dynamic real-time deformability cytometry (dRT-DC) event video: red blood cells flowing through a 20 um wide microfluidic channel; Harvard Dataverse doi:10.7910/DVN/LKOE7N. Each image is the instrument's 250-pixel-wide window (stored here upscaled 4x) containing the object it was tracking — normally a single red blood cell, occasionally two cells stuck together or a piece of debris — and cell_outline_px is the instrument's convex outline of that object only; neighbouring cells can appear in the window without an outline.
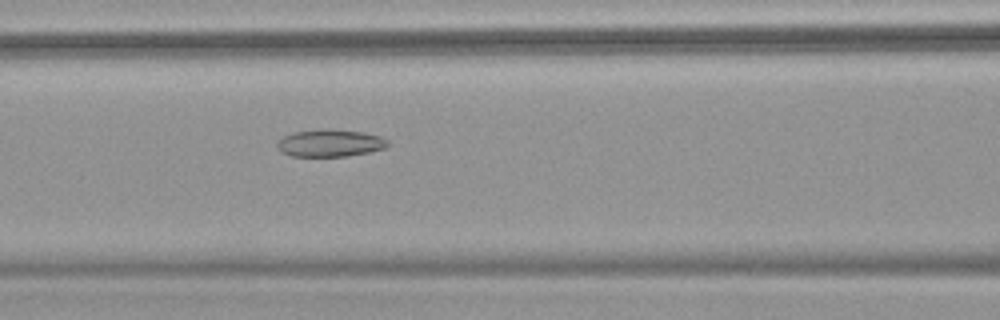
{"species": "common noctule bat (a hibernating species)", "species_latin": "Nyctalus noctula", "temperature_condition": "warm", "stored_images_in_passage": 35, "camera_frame_rate_fps": 3000, "um_per_image_px": 0.085, "animal": {"sex": "female", "body_mass_g": 18.4}, "frame": {"image": 1, "passage_image": 12, "time_ms": 3.667, "image_size_px": [1000, 320], "cell_outline_px": [[388, 144], [384, 148], [368, 152], [348, 156], [292, 156], [280, 152], [276, 148], [276, 140], [284, 136], [296, 132], [320, 128], [364, 132], [380, 136], [388, 140]], "centroid_in_image_um": [28.0, 12.16], "position_along_channel_um": 138.6, "area_um2": 17.69}}
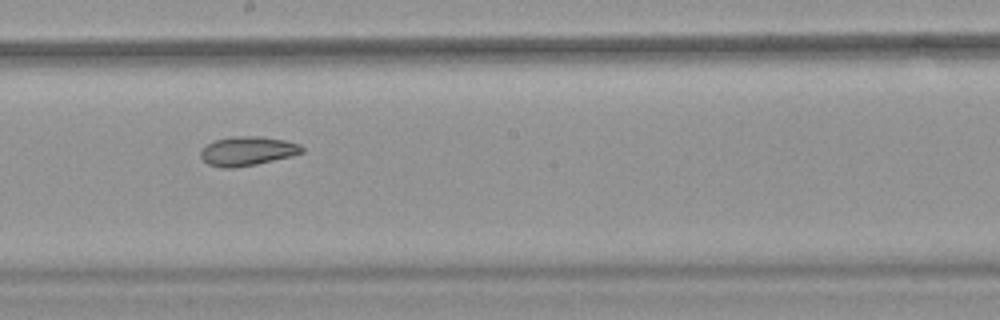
{"frame": {"image": 2, "passage_image": 19, "time_ms": 6.0, "image_size_px": [1000, 320], "cell_outline_px": [[304, 152], [292, 156], [256, 164], [236, 168], [224, 168], [208, 164], [200, 156], [200, 148], [216, 140], [232, 136], [260, 136], [284, 140], [300, 144], [304, 148]], "centroid_in_image_um": [21.04, 12.84], "position_along_channel_um": 227.2, "area_um2": 17.28}}
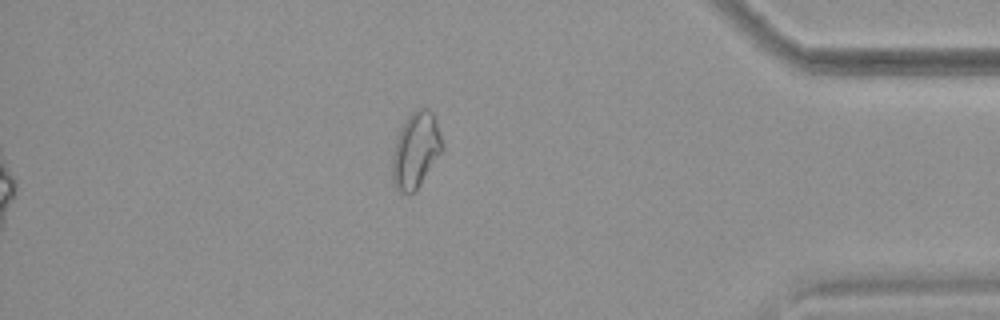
{"frame": {"image": 3, "passage_image": 35, "time_ms": 11.333, "image_size_px": [1000, 320], "cell_outline_px": [[444, 148], [420, 184], [408, 196], [400, 192], [392, 184], [392, 156], [396, 140], [400, 128], [408, 116], [412, 112], [420, 108], [428, 108], [432, 112]], "centroid_in_image_um": [35.31, 12.79], "position_along_channel_um": 399.9, "area_um2": 21.79}, "authors_computed_cell_mechanics": {"area_um2": 17.6868, "velocity_mm_per_s": 3.8174, "shape_relaxation_time_tau1_ms": null, "shape_relaxation_time_tau2_ms": 8.4567, "deformation_change_tau1": null, "deformation_change_tau2": 0.1386}}